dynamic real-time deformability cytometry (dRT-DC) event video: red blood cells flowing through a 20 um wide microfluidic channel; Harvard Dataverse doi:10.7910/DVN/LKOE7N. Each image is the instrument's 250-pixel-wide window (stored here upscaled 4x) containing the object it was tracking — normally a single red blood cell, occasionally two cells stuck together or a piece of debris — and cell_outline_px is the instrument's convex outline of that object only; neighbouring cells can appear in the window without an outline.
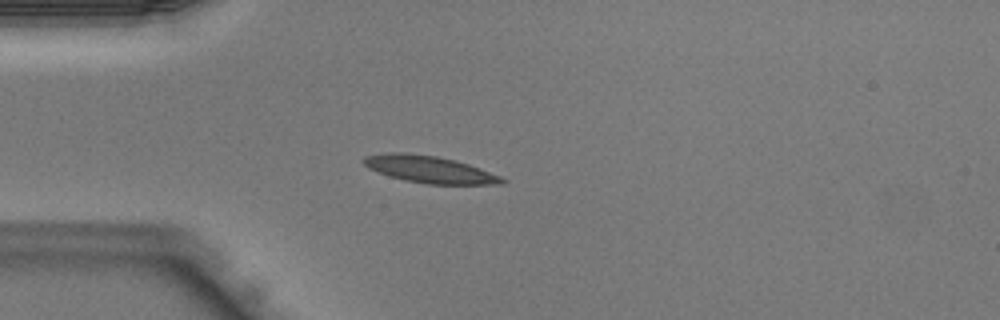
{"species": "Egyptian fruit bat (a non-hibernating species)", "species_latin": "Rousettus aegyptiacus", "temperature_condition": "warm", "stored_images_in_passage": 32, "camera_frame_rate_fps": 3000, "um_per_image_px": 0.085, "animal": {"sex": "male"}, "frame": {"image": 1, "passage_image": 1, "time_ms": 0.0, "image_size_px": [1000, 320], "cell_outline_px": [[508, 180], [504, 184], [428, 184], [404, 180], [368, 168], [360, 160], [364, 156], [384, 152], [408, 152], [436, 156], [456, 160], [468, 164], [500, 176]], "centroid_in_image_um": [36.48, 14.38], "position_along_channel_um": 48.5, "area_um2": 21.79}}
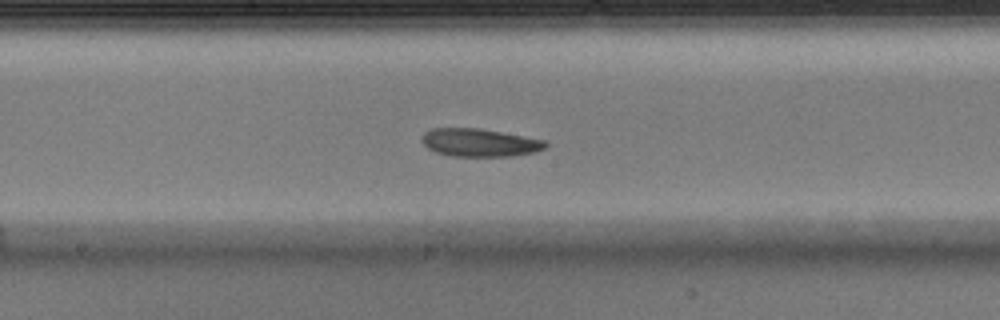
{"frame": {"image": 2, "passage_image": 12, "time_ms": 3.667, "image_size_px": [1000, 320], "cell_outline_px": [[548, 144], [544, 148], [532, 152], [512, 156], [452, 156], [436, 152], [428, 148], [420, 140], [420, 136], [424, 132], [432, 128], [480, 128], [548, 140]], "centroid_in_image_um": [40.75, 12.11], "position_along_channel_um": 207.4, "area_um2": 20.29}}
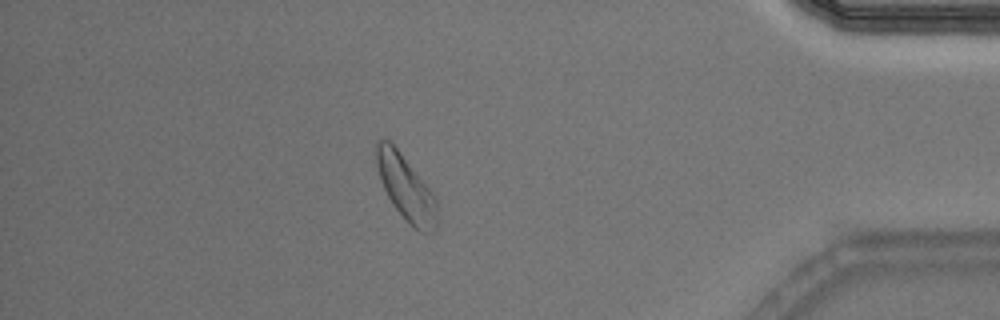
{"frame": {"image": 3, "passage_image": 27, "time_ms": 8.667, "image_size_px": [1000, 320], "cell_outline_px": [[436, 228], [432, 232], [420, 232], [408, 224], [392, 204], [380, 180], [376, 164], [376, 140], [388, 140], [400, 152], [436, 196]], "centroid_in_image_um": [34.5, 15.99], "position_along_channel_um": 400.7, "area_um2": 22.83}}